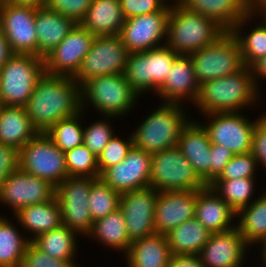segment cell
I'll list each match as a JSON object with an SVG mask.
<instances>
[{"mask_svg": "<svg viewBox=\"0 0 266 267\" xmlns=\"http://www.w3.org/2000/svg\"><path fill=\"white\" fill-rule=\"evenodd\" d=\"M38 130L22 106H5L0 115V143L20 150Z\"/></svg>", "mask_w": 266, "mask_h": 267, "instance_id": "cell-32", "label": "cell"}, {"mask_svg": "<svg viewBox=\"0 0 266 267\" xmlns=\"http://www.w3.org/2000/svg\"><path fill=\"white\" fill-rule=\"evenodd\" d=\"M87 237L92 239L93 243L97 242L98 245L101 244L110 251L120 252L123 256L128 253L132 243L127 234L124 214L120 208L93 222L92 230Z\"/></svg>", "mask_w": 266, "mask_h": 267, "instance_id": "cell-31", "label": "cell"}, {"mask_svg": "<svg viewBox=\"0 0 266 267\" xmlns=\"http://www.w3.org/2000/svg\"><path fill=\"white\" fill-rule=\"evenodd\" d=\"M195 218L211 233L236 227V212L209 185L196 190Z\"/></svg>", "mask_w": 266, "mask_h": 267, "instance_id": "cell-24", "label": "cell"}, {"mask_svg": "<svg viewBox=\"0 0 266 267\" xmlns=\"http://www.w3.org/2000/svg\"><path fill=\"white\" fill-rule=\"evenodd\" d=\"M186 10L197 12L217 21L230 31L251 8L244 0H177Z\"/></svg>", "mask_w": 266, "mask_h": 267, "instance_id": "cell-30", "label": "cell"}, {"mask_svg": "<svg viewBox=\"0 0 266 267\" xmlns=\"http://www.w3.org/2000/svg\"><path fill=\"white\" fill-rule=\"evenodd\" d=\"M98 119H95L93 122L91 120L88 125L84 122L83 131V144L96 156L102 152L111 137L116 133V128L111 123V120L117 118L113 116H101Z\"/></svg>", "mask_w": 266, "mask_h": 267, "instance_id": "cell-41", "label": "cell"}, {"mask_svg": "<svg viewBox=\"0 0 266 267\" xmlns=\"http://www.w3.org/2000/svg\"><path fill=\"white\" fill-rule=\"evenodd\" d=\"M259 245V246H258ZM256 246H257V248H254L253 250L255 251V249H256V251L259 249V253H255V254H257V259H259L258 261H257V259H256V262H255V264H260L261 266H266V236L263 238V239H261L257 244H256ZM261 246V247H260ZM260 256H259V255ZM260 257V258H259ZM259 261H261V262H259ZM259 262V263H258Z\"/></svg>", "mask_w": 266, "mask_h": 267, "instance_id": "cell-53", "label": "cell"}, {"mask_svg": "<svg viewBox=\"0 0 266 267\" xmlns=\"http://www.w3.org/2000/svg\"><path fill=\"white\" fill-rule=\"evenodd\" d=\"M206 186L178 146L152 154L149 187L157 191H185Z\"/></svg>", "mask_w": 266, "mask_h": 267, "instance_id": "cell-9", "label": "cell"}, {"mask_svg": "<svg viewBox=\"0 0 266 267\" xmlns=\"http://www.w3.org/2000/svg\"><path fill=\"white\" fill-rule=\"evenodd\" d=\"M19 168V150L0 143V187Z\"/></svg>", "mask_w": 266, "mask_h": 267, "instance_id": "cell-49", "label": "cell"}, {"mask_svg": "<svg viewBox=\"0 0 266 267\" xmlns=\"http://www.w3.org/2000/svg\"><path fill=\"white\" fill-rule=\"evenodd\" d=\"M24 108L38 132H46L81 111L80 86L72 77L44 72Z\"/></svg>", "mask_w": 266, "mask_h": 267, "instance_id": "cell-1", "label": "cell"}, {"mask_svg": "<svg viewBox=\"0 0 266 267\" xmlns=\"http://www.w3.org/2000/svg\"><path fill=\"white\" fill-rule=\"evenodd\" d=\"M96 36L77 24L44 58L45 72L74 78Z\"/></svg>", "mask_w": 266, "mask_h": 267, "instance_id": "cell-16", "label": "cell"}, {"mask_svg": "<svg viewBox=\"0 0 266 267\" xmlns=\"http://www.w3.org/2000/svg\"><path fill=\"white\" fill-rule=\"evenodd\" d=\"M121 194L105 183L100 177L91 183L88 206L93 222L120 207Z\"/></svg>", "mask_w": 266, "mask_h": 267, "instance_id": "cell-39", "label": "cell"}, {"mask_svg": "<svg viewBox=\"0 0 266 267\" xmlns=\"http://www.w3.org/2000/svg\"><path fill=\"white\" fill-rule=\"evenodd\" d=\"M246 112L209 113L198 121L207 130L212 144L226 146L234 155L251 152L256 118ZM206 121V122H205Z\"/></svg>", "mask_w": 266, "mask_h": 267, "instance_id": "cell-11", "label": "cell"}, {"mask_svg": "<svg viewBox=\"0 0 266 267\" xmlns=\"http://www.w3.org/2000/svg\"><path fill=\"white\" fill-rule=\"evenodd\" d=\"M125 19L155 13L160 10H171L168 0H119Z\"/></svg>", "mask_w": 266, "mask_h": 267, "instance_id": "cell-46", "label": "cell"}, {"mask_svg": "<svg viewBox=\"0 0 266 267\" xmlns=\"http://www.w3.org/2000/svg\"><path fill=\"white\" fill-rule=\"evenodd\" d=\"M64 154L69 176L99 178L97 156L84 144Z\"/></svg>", "mask_w": 266, "mask_h": 267, "instance_id": "cell-40", "label": "cell"}, {"mask_svg": "<svg viewBox=\"0 0 266 267\" xmlns=\"http://www.w3.org/2000/svg\"><path fill=\"white\" fill-rule=\"evenodd\" d=\"M5 2L14 5H31L38 8L45 6L47 0H5Z\"/></svg>", "mask_w": 266, "mask_h": 267, "instance_id": "cell-54", "label": "cell"}, {"mask_svg": "<svg viewBox=\"0 0 266 267\" xmlns=\"http://www.w3.org/2000/svg\"><path fill=\"white\" fill-rule=\"evenodd\" d=\"M260 92L251 67L245 66L238 72L201 84L196 101L190 106L195 107L200 115L245 112L260 106L265 94Z\"/></svg>", "mask_w": 266, "mask_h": 267, "instance_id": "cell-2", "label": "cell"}, {"mask_svg": "<svg viewBox=\"0 0 266 267\" xmlns=\"http://www.w3.org/2000/svg\"><path fill=\"white\" fill-rule=\"evenodd\" d=\"M253 10L266 21V0H261Z\"/></svg>", "mask_w": 266, "mask_h": 267, "instance_id": "cell-55", "label": "cell"}, {"mask_svg": "<svg viewBox=\"0 0 266 267\" xmlns=\"http://www.w3.org/2000/svg\"><path fill=\"white\" fill-rule=\"evenodd\" d=\"M80 235L61 225L55 229L40 234L31 242L41 251L54 259L77 261L80 245Z\"/></svg>", "mask_w": 266, "mask_h": 267, "instance_id": "cell-33", "label": "cell"}, {"mask_svg": "<svg viewBox=\"0 0 266 267\" xmlns=\"http://www.w3.org/2000/svg\"><path fill=\"white\" fill-rule=\"evenodd\" d=\"M168 267H204L198 255H179L171 256Z\"/></svg>", "mask_w": 266, "mask_h": 267, "instance_id": "cell-50", "label": "cell"}, {"mask_svg": "<svg viewBox=\"0 0 266 267\" xmlns=\"http://www.w3.org/2000/svg\"><path fill=\"white\" fill-rule=\"evenodd\" d=\"M227 30L217 21L171 3L165 45L178 55H190L216 42Z\"/></svg>", "mask_w": 266, "mask_h": 267, "instance_id": "cell-5", "label": "cell"}, {"mask_svg": "<svg viewBox=\"0 0 266 267\" xmlns=\"http://www.w3.org/2000/svg\"><path fill=\"white\" fill-rule=\"evenodd\" d=\"M234 154L226 147L212 144L210 148L209 184L223 171Z\"/></svg>", "mask_w": 266, "mask_h": 267, "instance_id": "cell-48", "label": "cell"}, {"mask_svg": "<svg viewBox=\"0 0 266 267\" xmlns=\"http://www.w3.org/2000/svg\"><path fill=\"white\" fill-rule=\"evenodd\" d=\"M253 80L256 87L260 90L261 86L266 81V55L261 57L251 66ZM263 84H262V82ZM261 82V83H260Z\"/></svg>", "mask_w": 266, "mask_h": 267, "instance_id": "cell-51", "label": "cell"}, {"mask_svg": "<svg viewBox=\"0 0 266 267\" xmlns=\"http://www.w3.org/2000/svg\"><path fill=\"white\" fill-rule=\"evenodd\" d=\"M21 267H80L76 261L54 259L29 242Z\"/></svg>", "mask_w": 266, "mask_h": 267, "instance_id": "cell-44", "label": "cell"}, {"mask_svg": "<svg viewBox=\"0 0 266 267\" xmlns=\"http://www.w3.org/2000/svg\"><path fill=\"white\" fill-rule=\"evenodd\" d=\"M128 51L119 35L96 36L74 77L81 86L85 81L108 74H123Z\"/></svg>", "mask_w": 266, "mask_h": 267, "instance_id": "cell-13", "label": "cell"}, {"mask_svg": "<svg viewBox=\"0 0 266 267\" xmlns=\"http://www.w3.org/2000/svg\"><path fill=\"white\" fill-rule=\"evenodd\" d=\"M35 15L36 7L31 5H0V29L12 53L38 56Z\"/></svg>", "mask_w": 266, "mask_h": 267, "instance_id": "cell-14", "label": "cell"}, {"mask_svg": "<svg viewBox=\"0 0 266 267\" xmlns=\"http://www.w3.org/2000/svg\"><path fill=\"white\" fill-rule=\"evenodd\" d=\"M158 191L147 187L120 196V209L126 223L130 241H136L156 233L155 210Z\"/></svg>", "mask_w": 266, "mask_h": 267, "instance_id": "cell-18", "label": "cell"}, {"mask_svg": "<svg viewBox=\"0 0 266 267\" xmlns=\"http://www.w3.org/2000/svg\"><path fill=\"white\" fill-rule=\"evenodd\" d=\"M81 110L92 108L99 116H113L118 119L136 111L140 95L131 87L123 74H108L85 81L80 86ZM89 109V110H88Z\"/></svg>", "mask_w": 266, "mask_h": 267, "instance_id": "cell-4", "label": "cell"}, {"mask_svg": "<svg viewBox=\"0 0 266 267\" xmlns=\"http://www.w3.org/2000/svg\"><path fill=\"white\" fill-rule=\"evenodd\" d=\"M211 232L196 218L188 220L166 234L171 254L198 255Z\"/></svg>", "mask_w": 266, "mask_h": 267, "instance_id": "cell-35", "label": "cell"}, {"mask_svg": "<svg viewBox=\"0 0 266 267\" xmlns=\"http://www.w3.org/2000/svg\"><path fill=\"white\" fill-rule=\"evenodd\" d=\"M77 23L46 6L36 7L35 27L38 38V57L44 58L74 29Z\"/></svg>", "mask_w": 266, "mask_h": 267, "instance_id": "cell-27", "label": "cell"}, {"mask_svg": "<svg viewBox=\"0 0 266 267\" xmlns=\"http://www.w3.org/2000/svg\"><path fill=\"white\" fill-rule=\"evenodd\" d=\"M44 72L42 57L13 53L0 68V101L5 106L24 107Z\"/></svg>", "mask_w": 266, "mask_h": 267, "instance_id": "cell-6", "label": "cell"}, {"mask_svg": "<svg viewBox=\"0 0 266 267\" xmlns=\"http://www.w3.org/2000/svg\"><path fill=\"white\" fill-rule=\"evenodd\" d=\"M152 154L134 146L126 158L106 169L100 178L120 194L149 187Z\"/></svg>", "mask_w": 266, "mask_h": 267, "instance_id": "cell-20", "label": "cell"}, {"mask_svg": "<svg viewBox=\"0 0 266 267\" xmlns=\"http://www.w3.org/2000/svg\"><path fill=\"white\" fill-rule=\"evenodd\" d=\"M256 178L215 179L209 186L237 213L258 197Z\"/></svg>", "mask_w": 266, "mask_h": 267, "instance_id": "cell-37", "label": "cell"}, {"mask_svg": "<svg viewBox=\"0 0 266 267\" xmlns=\"http://www.w3.org/2000/svg\"><path fill=\"white\" fill-rule=\"evenodd\" d=\"M125 20L119 0H93L80 25L95 36H114Z\"/></svg>", "mask_w": 266, "mask_h": 267, "instance_id": "cell-28", "label": "cell"}, {"mask_svg": "<svg viewBox=\"0 0 266 267\" xmlns=\"http://www.w3.org/2000/svg\"><path fill=\"white\" fill-rule=\"evenodd\" d=\"M87 114L88 113L81 110L74 116L61 119L45 133L63 152L71 150L83 144V120L87 119Z\"/></svg>", "mask_w": 266, "mask_h": 267, "instance_id": "cell-38", "label": "cell"}, {"mask_svg": "<svg viewBox=\"0 0 266 267\" xmlns=\"http://www.w3.org/2000/svg\"><path fill=\"white\" fill-rule=\"evenodd\" d=\"M19 168L55 187L69 177L64 152L45 132H39L19 150Z\"/></svg>", "mask_w": 266, "mask_h": 267, "instance_id": "cell-10", "label": "cell"}, {"mask_svg": "<svg viewBox=\"0 0 266 267\" xmlns=\"http://www.w3.org/2000/svg\"><path fill=\"white\" fill-rule=\"evenodd\" d=\"M116 132L108 144L104 147L102 152L97 156V165L99 169V177L100 175L108 168L116 165L119 162H122L128 153V151L133 146V138L132 134L121 135L118 136Z\"/></svg>", "mask_w": 266, "mask_h": 267, "instance_id": "cell-42", "label": "cell"}, {"mask_svg": "<svg viewBox=\"0 0 266 267\" xmlns=\"http://www.w3.org/2000/svg\"><path fill=\"white\" fill-rule=\"evenodd\" d=\"M211 145L209 134L197 120V116L183 128L177 144L195 173L206 185H209Z\"/></svg>", "mask_w": 266, "mask_h": 267, "instance_id": "cell-23", "label": "cell"}, {"mask_svg": "<svg viewBox=\"0 0 266 267\" xmlns=\"http://www.w3.org/2000/svg\"><path fill=\"white\" fill-rule=\"evenodd\" d=\"M196 190L158 191L155 230L166 235L185 221L195 218Z\"/></svg>", "mask_w": 266, "mask_h": 267, "instance_id": "cell-22", "label": "cell"}, {"mask_svg": "<svg viewBox=\"0 0 266 267\" xmlns=\"http://www.w3.org/2000/svg\"><path fill=\"white\" fill-rule=\"evenodd\" d=\"M246 4L253 9L261 0H244Z\"/></svg>", "mask_w": 266, "mask_h": 267, "instance_id": "cell-56", "label": "cell"}, {"mask_svg": "<svg viewBox=\"0 0 266 267\" xmlns=\"http://www.w3.org/2000/svg\"><path fill=\"white\" fill-rule=\"evenodd\" d=\"M230 32L236 37L240 45L245 66L251 67L257 60L266 55V21L253 9Z\"/></svg>", "mask_w": 266, "mask_h": 267, "instance_id": "cell-26", "label": "cell"}, {"mask_svg": "<svg viewBox=\"0 0 266 267\" xmlns=\"http://www.w3.org/2000/svg\"><path fill=\"white\" fill-rule=\"evenodd\" d=\"M55 193L50 182L18 168L0 187V206H8L12 216L22 207L52 200Z\"/></svg>", "mask_w": 266, "mask_h": 267, "instance_id": "cell-15", "label": "cell"}, {"mask_svg": "<svg viewBox=\"0 0 266 267\" xmlns=\"http://www.w3.org/2000/svg\"><path fill=\"white\" fill-rule=\"evenodd\" d=\"M199 87L189 55H178L164 84L158 89L154 97L157 96L160 102L188 105L189 107L196 101Z\"/></svg>", "mask_w": 266, "mask_h": 267, "instance_id": "cell-21", "label": "cell"}, {"mask_svg": "<svg viewBox=\"0 0 266 267\" xmlns=\"http://www.w3.org/2000/svg\"><path fill=\"white\" fill-rule=\"evenodd\" d=\"M7 217L0 214V267H21L30 241L17 220H12V216L10 219Z\"/></svg>", "mask_w": 266, "mask_h": 267, "instance_id": "cell-36", "label": "cell"}, {"mask_svg": "<svg viewBox=\"0 0 266 267\" xmlns=\"http://www.w3.org/2000/svg\"><path fill=\"white\" fill-rule=\"evenodd\" d=\"M236 213V228L246 243L255 248L266 236V190Z\"/></svg>", "mask_w": 266, "mask_h": 267, "instance_id": "cell-34", "label": "cell"}, {"mask_svg": "<svg viewBox=\"0 0 266 267\" xmlns=\"http://www.w3.org/2000/svg\"><path fill=\"white\" fill-rule=\"evenodd\" d=\"M171 10H160L125 20L119 33L128 53L144 52L165 45Z\"/></svg>", "mask_w": 266, "mask_h": 267, "instance_id": "cell-17", "label": "cell"}, {"mask_svg": "<svg viewBox=\"0 0 266 267\" xmlns=\"http://www.w3.org/2000/svg\"><path fill=\"white\" fill-rule=\"evenodd\" d=\"M177 56L167 45L128 53L123 75L140 97L150 92L154 95L164 84Z\"/></svg>", "mask_w": 266, "mask_h": 267, "instance_id": "cell-7", "label": "cell"}, {"mask_svg": "<svg viewBox=\"0 0 266 267\" xmlns=\"http://www.w3.org/2000/svg\"><path fill=\"white\" fill-rule=\"evenodd\" d=\"M199 85L245 67L236 37L227 31L216 42L189 55Z\"/></svg>", "mask_w": 266, "mask_h": 267, "instance_id": "cell-8", "label": "cell"}, {"mask_svg": "<svg viewBox=\"0 0 266 267\" xmlns=\"http://www.w3.org/2000/svg\"><path fill=\"white\" fill-rule=\"evenodd\" d=\"M95 179L69 176L56 186L55 196L61 207L63 225L85 239L93 227L87 202L91 183Z\"/></svg>", "mask_w": 266, "mask_h": 267, "instance_id": "cell-12", "label": "cell"}, {"mask_svg": "<svg viewBox=\"0 0 266 267\" xmlns=\"http://www.w3.org/2000/svg\"><path fill=\"white\" fill-rule=\"evenodd\" d=\"M156 107L131 132L133 146L150 154L177 146L183 128L193 118L188 106L160 102Z\"/></svg>", "mask_w": 266, "mask_h": 267, "instance_id": "cell-3", "label": "cell"}, {"mask_svg": "<svg viewBox=\"0 0 266 267\" xmlns=\"http://www.w3.org/2000/svg\"><path fill=\"white\" fill-rule=\"evenodd\" d=\"M5 2V0H0V5L2 4V3H4Z\"/></svg>", "mask_w": 266, "mask_h": 267, "instance_id": "cell-59", "label": "cell"}, {"mask_svg": "<svg viewBox=\"0 0 266 267\" xmlns=\"http://www.w3.org/2000/svg\"><path fill=\"white\" fill-rule=\"evenodd\" d=\"M12 219H16L22 231L31 242L40 234L61 226V207L56 196L45 203L20 208Z\"/></svg>", "mask_w": 266, "mask_h": 267, "instance_id": "cell-25", "label": "cell"}, {"mask_svg": "<svg viewBox=\"0 0 266 267\" xmlns=\"http://www.w3.org/2000/svg\"><path fill=\"white\" fill-rule=\"evenodd\" d=\"M250 249L235 227L225 232L211 233L198 256L204 267H247L251 262L247 261L250 258H246L251 254Z\"/></svg>", "mask_w": 266, "mask_h": 267, "instance_id": "cell-19", "label": "cell"}, {"mask_svg": "<svg viewBox=\"0 0 266 267\" xmlns=\"http://www.w3.org/2000/svg\"><path fill=\"white\" fill-rule=\"evenodd\" d=\"M257 117L252 134L251 153L257 160L259 168L266 169V114L262 113Z\"/></svg>", "mask_w": 266, "mask_h": 267, "instance_id": "cell-47", "label": "cell"}, {"mask_svg": "<svg viewBox=\"0 0 266 267\" xmlns=\"http://www.w3.org/2000/svg\"><path fill=\"white\" fill-rule=\"evenodd\" d=\"M12 54L9 44L0 29V68L8 61Z\"/></svg>", "mask_w": 266, "mask_h": 267, "instance_id": "cell-52", "label": "cell"}, {"mask_svg": "<svg viewBox=\"0 0 266 267\" xmlns=\"http://www.w3.org/2000/svg\"><path fill=\"white\" fill-rule=\"evenodd\" d=\"M170 3H173V2H175V1H177V0H168Z\"/></svg>", "mask_w": 266, "mask_h": 267, "instance_id": "cell-58", "label": "cell"}, {"mask_svg": "<svg viewBox=\"0 0 266 267\" xmlns=\"http://www.w3.org/2000/svg\"><path fill=\"white\" fill-rule=\"evenodd\" d=\"M260 171L251 152L234 155L216 179H239L256 177Z\"/></svg>", "mask_w": 266, "mask_h": 267, "instance_id": "cell-43", "label": "cell"}, {"mask_svg": "<svg viewBox=\"0 0 266 267\" xmlns=\"http://www.w3.org/2000/svg\"><path fill=\"white\" fill-rule=\"evenodd\" d=\"M171 256L166 235L155 233L133 241L123 261L127 267H168Z\"/></svg>", "mask_w": 266, "mask_h": 267, "instance_id": "cell-29", "label": "cell"}, {"mask_svg": "<svg viewBox=\"0 0 266 267\" xmlns=\"http://www.w3.org/2000/svg\"><path fill=\"white\" fill-rule=\"evenodd\" d=\"M5 107V105L0 101V115H1V112H2V109Z\"/></svg>", "mask_w": 266, "mask_h": 267, "instance_id": "cell-57", "label": "cell"}, {"mask_svg": "<svg viewBox=\"0 0 266 267\" xmlns=\"http://www.w3.org/2000/svg\"><path fill=\"white\" fill-rule=\"evenodd\" d=\"M93 0H47L46 7L74 20L77 24L83 20Z\"/></svg>", "mask_w": 266, "mask_h": 267, "instance_id": "cell-45", "label": "cell"}]
</instances>
